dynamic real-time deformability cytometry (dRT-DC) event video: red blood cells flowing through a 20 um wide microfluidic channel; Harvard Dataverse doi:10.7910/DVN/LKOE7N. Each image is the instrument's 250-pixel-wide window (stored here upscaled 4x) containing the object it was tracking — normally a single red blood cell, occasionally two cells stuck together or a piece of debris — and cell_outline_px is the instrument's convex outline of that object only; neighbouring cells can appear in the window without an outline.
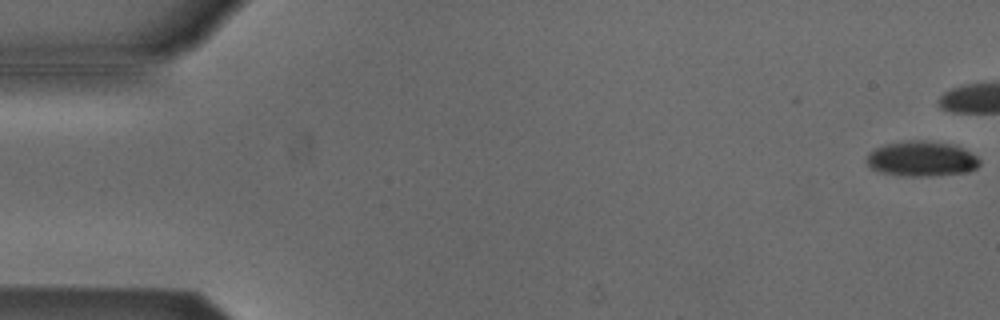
{"species": "Egyptian fruit bat (a non-hibernating species)", "species_latin": "Rousettus aegyptiacus", "temperature_condition": "cold", "stored_images_in_passage": 11, "camera_frame_rate_fps": 3000, "um_per_image_px": 0.085, "animal": {"sex": "male"}, "frame": {"image": 1, "passage_image": 1, "time_ms": 0.0, "image_size_px": [1000, 320], "cell_outline_px": [[980, 164], [976, 168], [964, 172], [932, 176], [908, 176], [884, 172], [872, 168], [864, 160], [868, 152], [884, 144], [908, 140], [928, 140], [948, 144], [960, 148], [976, 156], [980, 160]], "centroid_in_image_um": [78.29, 13.49], "position_along_channel_um": 6.7, "area_um2": 22.89}}